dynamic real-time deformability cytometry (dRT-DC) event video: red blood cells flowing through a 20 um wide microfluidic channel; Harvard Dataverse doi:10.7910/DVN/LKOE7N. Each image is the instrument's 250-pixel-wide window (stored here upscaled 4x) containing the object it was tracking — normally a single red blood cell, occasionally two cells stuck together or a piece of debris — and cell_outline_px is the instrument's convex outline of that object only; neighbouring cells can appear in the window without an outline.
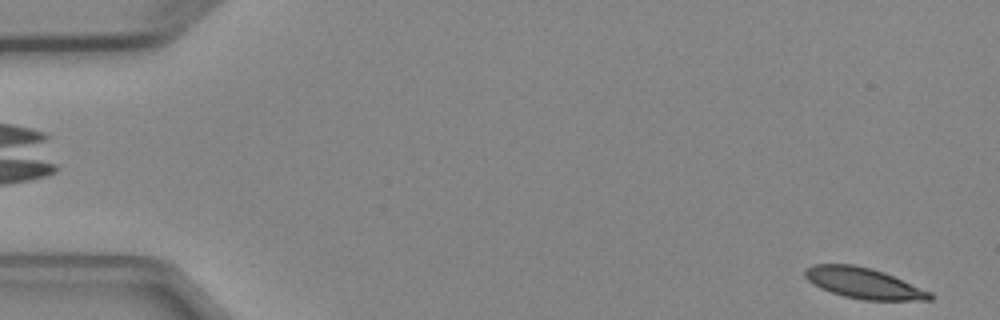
{"species": "Egyptian fruit bat (a non-hibernating species)", "species_latin": "Rousettus aegyptiacus", "temperature_condition": "cold", "stored_images_in_passage": 4, "camera_frame_rate_fps": 3000, "um_per_image_px": 0.085, "animal": {"sex": "female"}, "frame": {"image": 1, "passage_image": 1, "time_ms": 0.0, "image_size_px": [1000, 320], "cell_outline_px": [[936, 296], [932, 300], [864, 300], [844, 296], [820, 288], [812, 284], [804, 276], [804, 268], [812, 264], [852, 264], [872, 268], [884, 272], [932, 292]], "centroid_in_image_um": [73.41, 24.06], "position_along_channel_um": 11.6, "area_um2": 22.6}}
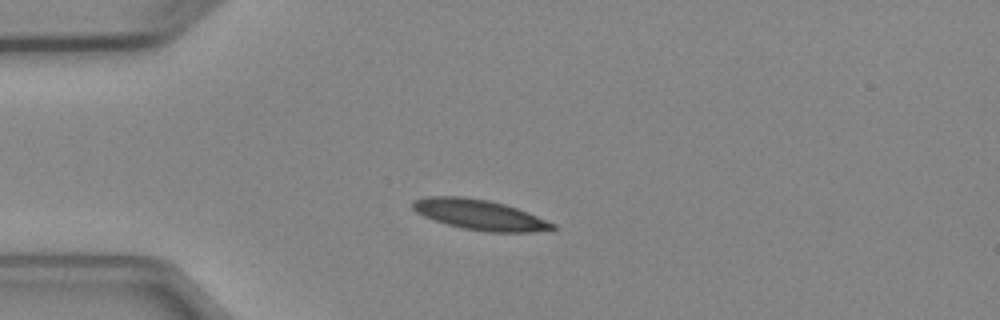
{"frame": {"image": 2, "passage_image": 4, "time_ms": 3.667, "image_size_px": [1000, 320], "cell_outline_px": [[556, 228], [532, 232], [488, 232], [464, 228], [448, 224], [424, 216], [416, 212], [412, 208], [412, 200], [428, 196], [464, 196], [488, 200], [504, 204], [528, 212], [556, 224]], "centroid_in_image_um": [40.76, 18.24], "position_along_channel_um": 44.2, "area_um2": 24.51}}